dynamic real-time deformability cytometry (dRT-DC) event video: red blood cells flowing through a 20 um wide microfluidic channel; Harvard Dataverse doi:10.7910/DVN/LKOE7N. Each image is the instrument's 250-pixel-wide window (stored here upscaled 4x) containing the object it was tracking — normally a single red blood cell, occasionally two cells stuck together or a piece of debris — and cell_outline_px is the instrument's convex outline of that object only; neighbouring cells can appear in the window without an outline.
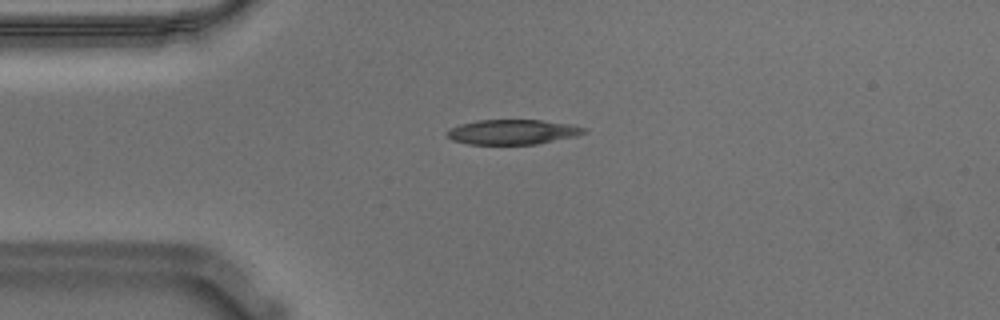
{"species": "Egyptian fruit bat (a non-hibernating species)", "species_latin": "Rousettus aegyptiacus", "temperature_condition": "warm", "stored_images_in_passage": 43, "camera_frame_rate_fps": 3000, "um_per_image_px": 0.085, "animal": {"sex": "male"}, "frame": {"image": 1, "passage_image": 1, "time_ms": 0.0, "image_size_px": [1000, 320], "cell_outline_px": [[588, 132], [576, 136], [536, 144], [468, 144], [452, 140], [448, 136], [448, 132], [452, 128], [460, 124], [476, 120], [540, 120], [572, 124], [588, 128]], "centroid_in_image_um": [43.64, 11.21], "position_along_channel_um": 41.4, "area_um2": 19.83}}
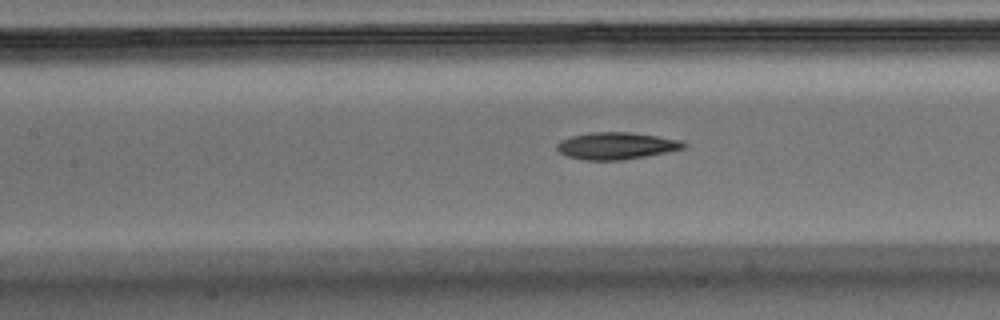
{"frame": {"image": 2, "passage_image": 12, "time_ms": 3.667, "image_size_px": [1000, 320], "cell_outline_px": [[688, 144], [684, 148], [644, 156], [620, 160], [584, 160], [568, 156], [560, 152], [556, 148], [556, 144], [560, 140], [572, 136], [588, 132], [632, 132], [680, 140]], "centroid_in_image_um": [52.35, 12.38], "position_along_channel_um": 155.1, "area_um2": 19.77}}
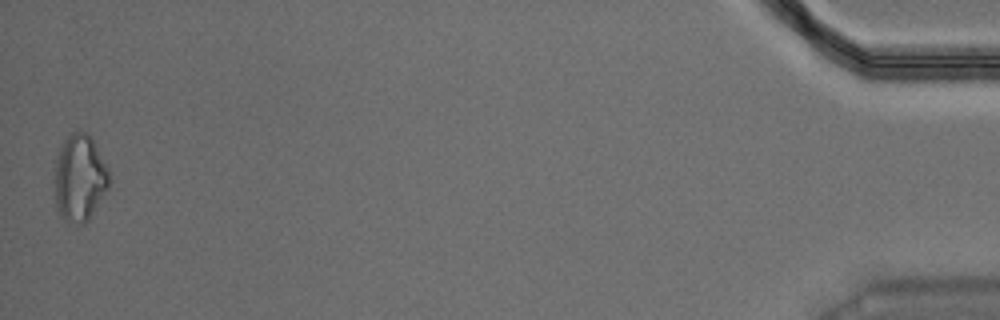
{"frame": {"image": 3, "passage_image": 43, "time_ms": 14.0, "image_size_px": [1000, 320], "cell_outline_px": [[112, 180], [108, 188], [88, 220], [84, 224], [68, 224], [64, 220], [56, 208], [56, 160], [60, 148], [64, 140], [72, 132], [80, 128], [88, 132], [108, 168]], "centroid_in_image_um": [6.8, 15.12], "position_along_channel_um": 428.4, "area_um2": 27.69}, "authors_computed_cell_mechanics": {"area_um2": 20.0566, "velocity_mm_per_s": 3.5849, "shape_relaxation_time_tau1_ms": 8.0986, "shape_relaxation_time_tau2_ms": 5.8294, "deformation_change_tau1": 0.1909, "deformation_change_tau2": 0.1492}}